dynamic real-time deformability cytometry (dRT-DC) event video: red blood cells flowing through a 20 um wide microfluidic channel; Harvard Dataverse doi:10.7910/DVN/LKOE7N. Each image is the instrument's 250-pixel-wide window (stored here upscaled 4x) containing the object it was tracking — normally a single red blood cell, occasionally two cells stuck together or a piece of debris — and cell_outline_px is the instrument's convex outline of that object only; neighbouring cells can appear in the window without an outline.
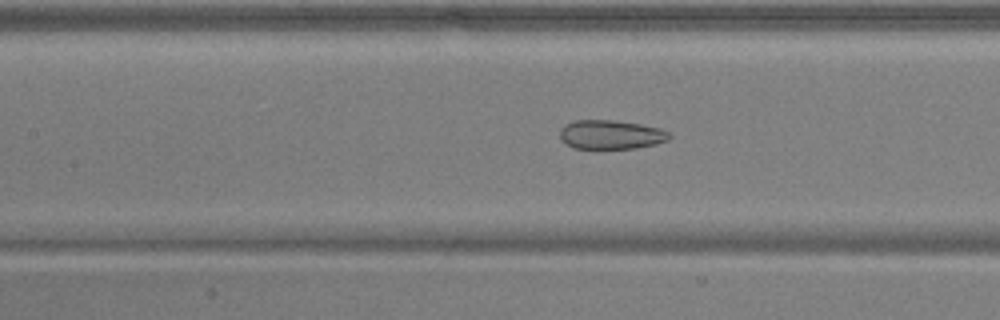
{"species": "common noctule bat (a hibernating species)", "species_latin": "Nyctalus noctula", "temperature_condition": "warm", "stored_images_in_passage": 47, "camera_frame_rate_fps": 3000, "um_per_image_px": 0.085, "animal": {"sex": "male", "body_mass_g": 17.9, "forearm_length_mm": 54.2}, "frame": {"image": 1, "passage_image": 24, "time_ms": 7.667, "image_size_px": [1000, 320], "cell_outline_px": [[672, 136], [668, 140], [656, 144], [636, 148], [572, 148], [560, 140], [560, 128], [564, 124], [572, 120], [612, 120], [640, 124], [660, 128], [668, 132]], "centroid_in_image_um": [51.89, 11.44], "position_along_channel_um": 155.5, "area_um2": 18.67}}
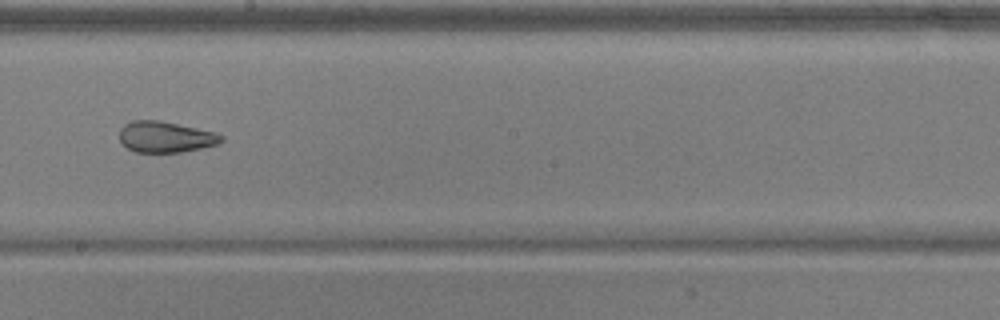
{"frame": {"image": 2, "passage_image": 30, "time_ms": 9.667, "image_size_px": [1000, 320], "cell_outline_px": [[224, 140], [216, 144], [200, 148], [180, 152], [136, 152], [128, 148], [120, 140], [120, 128], [124, 124], [132, 120], [156, 120], [216, 132], [224, 136]], "centroid_in_image_um": [14.06, 11.63], "position_along_channel_um": 234.1, "area_um2": 18.21}}
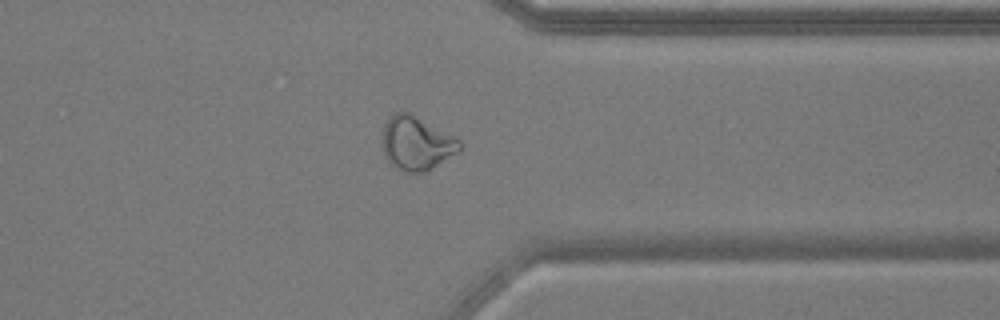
{"frame": {"image": 3, "passage_image": 41, "time_ms": 13.333, "image_size_px": [1000, 320], "cell_outline_px": [[464, 148], [428, 172], [404, 172], [396, 168], [388, 160], [384, 152], [384, 124], [396, 112], [408, 112], [456, 136], [464, 144]], "centroid_in_image_um": [35.48, 12.2], "position_along_channel_um": 375.9, "area_um2": 24.22}, "authors_computed_cell_mechanics": {"area_um2": 24.1026, "velocity_mm_per_s": 3.9454, "shape_relaxation_time_tau1_ms": null, "shape_relaxation_time_tau2_ms": 2.0626, "deformation_change_tau1": null, "deformation_change_tau2": 0.0871}}